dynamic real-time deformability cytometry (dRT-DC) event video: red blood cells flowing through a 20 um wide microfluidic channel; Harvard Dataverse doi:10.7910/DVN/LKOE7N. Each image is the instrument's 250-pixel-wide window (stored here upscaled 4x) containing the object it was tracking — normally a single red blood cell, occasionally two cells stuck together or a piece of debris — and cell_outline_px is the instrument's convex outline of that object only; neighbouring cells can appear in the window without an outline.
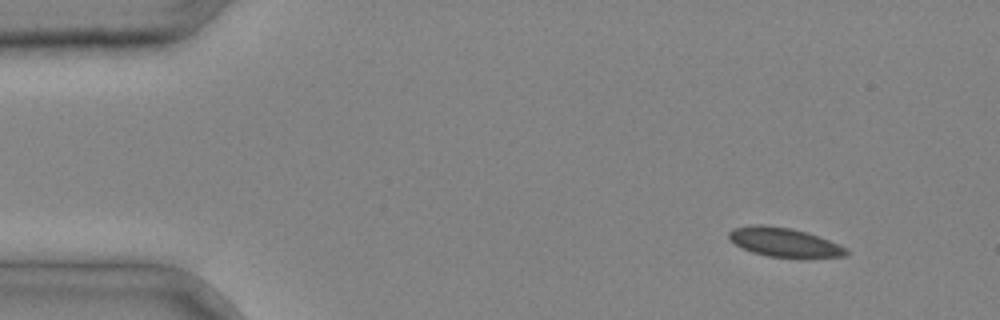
{"species": "common noctule bat (a hibernating species)", "species_latin": "Nyctalus noctula", "temperature_condition": "cold", "stored_images_in_passage": 3, "camera_frame_rate_fps": 3000, "um_per_image_px": 0.085, "animal": {"sex": "male", "body_mass_g": 20.4}, "frame": {"image": 1, "passage_image": 1, "time_ms": 0.0, "image_size_px": [1000, 320], "cell_outline_px": [[848, 256], [804, 260], [800, 260], [768, 256], [752, 252], [740, 248], [728, 236], [728, 232], [732, 228], [752, 224], [760, 224], [792, 228], [808, 232], [840, 244], [848, 248]], "centroid_in_image_um": [66.74, 20.63], "position_along_channel_um": 18.3, "area_um2": 20.87}}
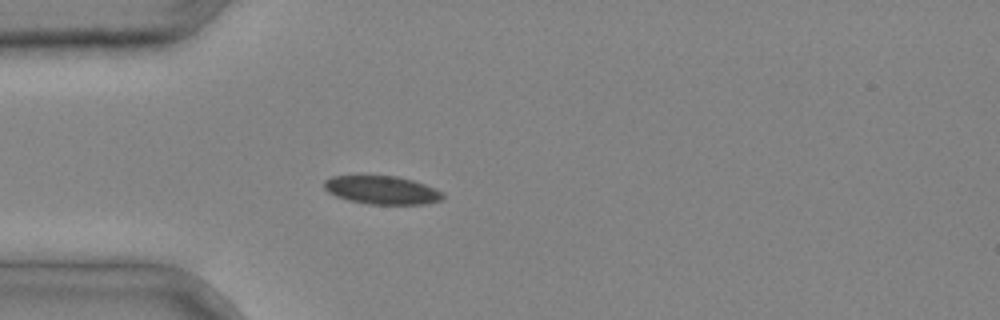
{"frame": {"image": 2, "passage_image": 3, "time_ms": 0.667, "image_size_px": [1000, 320], "cell_outline_px": [[444, 196], [440, 200], [424, 204], [368, 204], [348, 200], [336, 196], [328, 192], [324, 188], [324, 180], [332, 176], [396, 176], [412, 180], [424, 184], [444, 192]], "centroid_in_image_um": [32.45, 16.16], "position_along_channel_um": 52.5, "area_um2": 19.48}}